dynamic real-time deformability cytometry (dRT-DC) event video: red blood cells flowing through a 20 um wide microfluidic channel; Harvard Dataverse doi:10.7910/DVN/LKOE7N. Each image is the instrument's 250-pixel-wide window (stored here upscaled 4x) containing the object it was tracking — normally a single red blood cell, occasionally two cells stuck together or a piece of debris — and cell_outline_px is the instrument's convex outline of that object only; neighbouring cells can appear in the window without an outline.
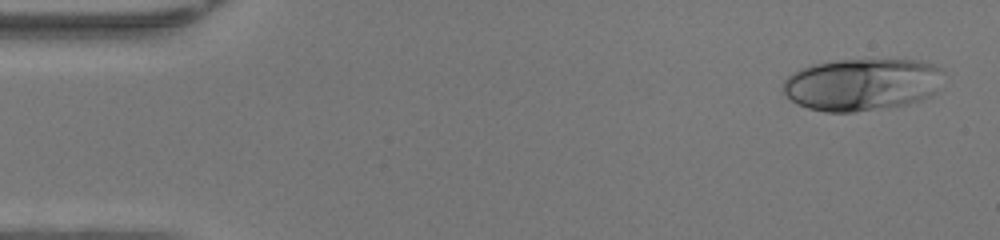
{"species": "human", "species_latin": "Homo sapiens", "temperature_condition": "warm", "stored_images_in_passage": 48, "camera_frame_rate_fps": 3000, "um_per_image_px": 0.085, "donor": {"sex": "female"}, "frame": {"image": 1, "passage_image": 2, "time_ms": 0.333, "image_size_px": [1000, 240], "cell_outline_px": [[944, 72], [936, 92], [932, 96], [920, 100], [904, 104], [852, 112], [824, 112], [808, 108], [796, 104], [784, 92], [784, 80], [792, 72], [800, 68], [812, 64], [836, 60], [924, 60], [936, 64]], "centroid_in_image_um": [73.28, 7.16], "position_along_channel_um": 11.7, "area_um2": 49.01}}
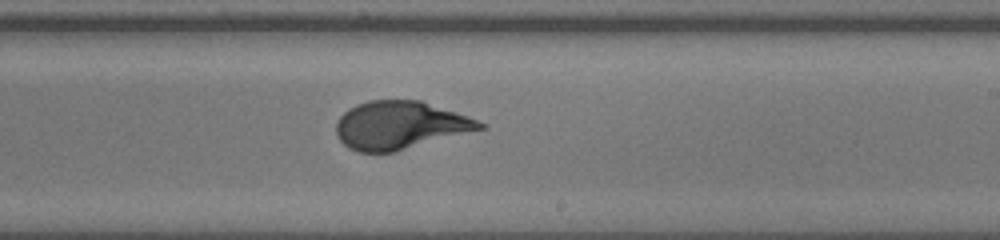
{"frame": {"image": 2, "passage_image": 28, "time_ms": 9.0, "image_size_px": [1000, 240], "cell_outline_px": [[484, 128], [396, 152], [360, 152], [348, 148], [336, 136], [336, 120], [348, 108], [356, 104], [368, 100], [420, 100], [468, 116], [484, 124]], "centroid_in_image_um": [33.94, 10.65], "position_along_channel_um": 255.1, "area_um2": 40.11}}
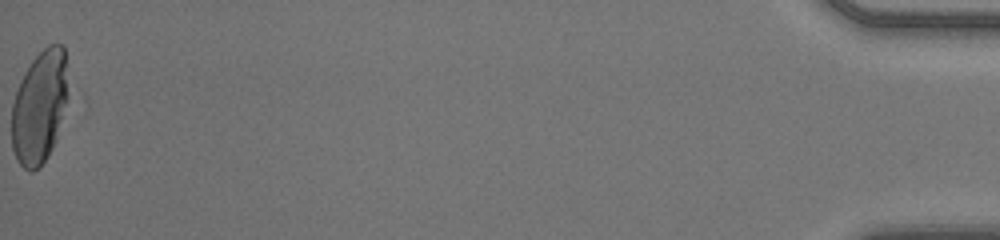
{"frame": {"image": 3, "passage_image": 48, "time_ms": 15.667, "image_size_px": [1000, 240], "cell_outline_px": [[72, 96], [56, 140], [48, 156], [32, 172], [28, 172], [16, 160], [12, 148], [12, 104], [20, 80], [32, 60], [48, 44], [64, 44]], "centroid_in_image_um": [3.44, 9.05], "position_along_channel_um": 431.8, "area_um2": 38.44}, "authors_computed_cell_mechanics": {"area_um2": 40.2577, "velocity_mm_per_s": 4.2571, "shape_relaxation_time_tau1_ms": 4.3734, "shape_relaxation_time_tau2_ms": null, "deformation_change_tau1": 0.2495, "deformation_change_tau2": null}}